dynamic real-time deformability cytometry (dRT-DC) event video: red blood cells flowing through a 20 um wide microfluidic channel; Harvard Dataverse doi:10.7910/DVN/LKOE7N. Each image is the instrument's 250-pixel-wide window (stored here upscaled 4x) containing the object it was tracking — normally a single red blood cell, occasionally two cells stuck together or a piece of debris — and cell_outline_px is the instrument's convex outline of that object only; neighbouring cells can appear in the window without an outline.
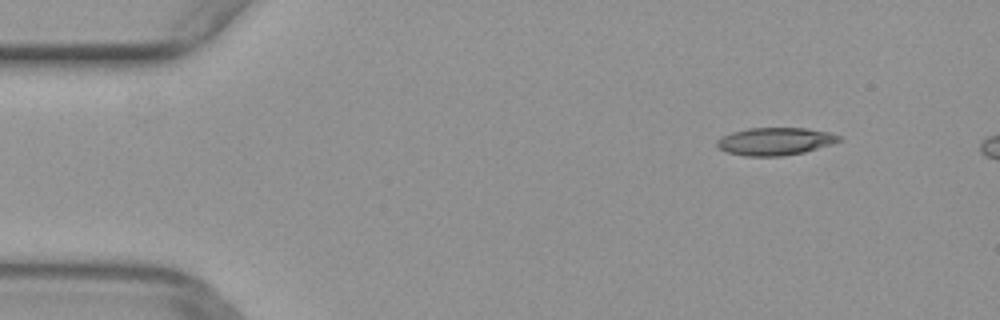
{"species": "common noctule bat (a hibernating species)", "species_latin": "Nyctalus noctula", "temperature_condition": "warm", "stored_images_in_passage": 10, "camera_frame_rate_fps": 3000, "um_per_image_px": 0.085, "animal": {"sex": "female", "body_mass_g": 29.2, "forearm_length_mm": 56.3}, "frame": {"image": 1, "passage_image": 4, "time_ms": 1.0, "image_size_px": [1000, 320], "cell_outline_px": [[844, 140], [832, 144], [804, 152], [780, 156], [744, 156], [728, 152], [720, 148], [716, 144], [716, 140], [732, 132], [748, 128], [804, 128], [828, 132], [840, 136]], "centroid_in_image_um": [65.91, 12.01], "position_along_channel_um": 19.1, "area_um2": 19.54}}